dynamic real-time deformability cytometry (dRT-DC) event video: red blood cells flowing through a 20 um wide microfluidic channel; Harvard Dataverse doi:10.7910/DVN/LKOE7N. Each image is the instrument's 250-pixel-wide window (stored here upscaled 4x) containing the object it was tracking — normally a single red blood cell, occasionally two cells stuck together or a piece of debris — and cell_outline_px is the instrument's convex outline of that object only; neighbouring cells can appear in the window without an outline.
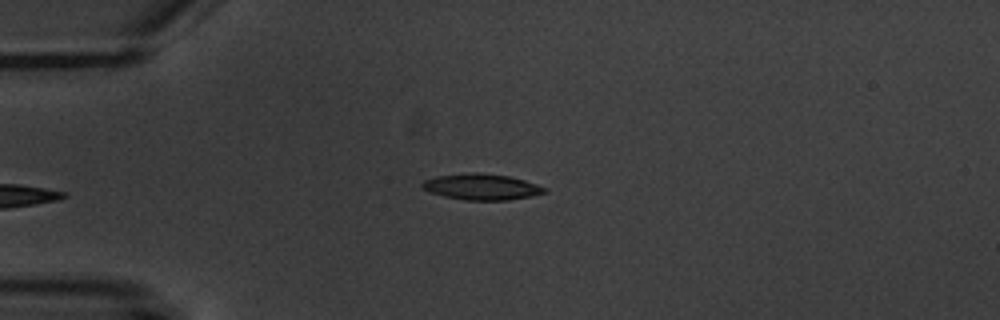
{"species": "common noctule bat (a hibernating species)", "species_latin": "Nyctalus noctula", "temperature_condition": "warm", "stored_images_in_passage": 5, "camera_frame_rate_fps": 3000, "um_per_image_px": 0.085, "animal": {"sex": "male", "body_mass_g": 20.1, "forearm_length_mm": 53.5}, "frame": {"image": 1, "passage_image": 5, "time_ms": 4.667, "image_size_px": [1000, 320], "cell_outline_px": [[548, 192], [532, 196], [508, 200], [464, 200], [444, 196], [432, 192], [424, 188], [420, 184], [424, 180], [436, 176], [472, 172], [480, 172], [508, 176], [524, 180], [548, 188]], "centroid_in_image_um": [40.97, 15.88], "position_along_channel_um": 44.0, "area_um2": 18.55}}